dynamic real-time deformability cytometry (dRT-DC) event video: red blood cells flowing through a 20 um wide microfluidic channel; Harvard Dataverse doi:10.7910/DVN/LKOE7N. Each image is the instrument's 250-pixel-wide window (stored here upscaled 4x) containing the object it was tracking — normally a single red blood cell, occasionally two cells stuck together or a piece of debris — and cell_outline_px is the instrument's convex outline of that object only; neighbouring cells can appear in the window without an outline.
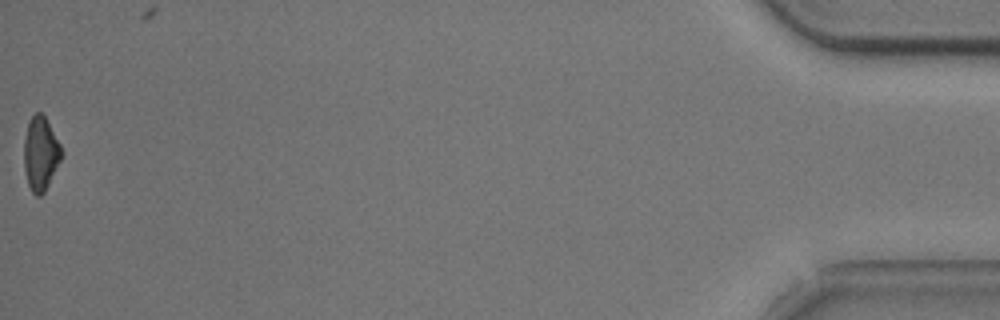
{"species": "common noctule bat (a hibernating species)", "species_latin": "Nyctalus noctula", "temperature_condition": "cold", "stored_images_in_passage": 39, "camera_frame_rate_fps": 3000, "um_per_image_px": 0.085, "animal": {"sex": "male", "body_mass_g": 20.5, "forearm_length_mm": 52.5}, "frame": {"image": 1, "passage_image": 39, "time_ms": 12.667, "image_size_px": [1000, 320], "cell_outline_px": [[64, 152], [44, 192], [40, 196], [36, 196], [32, 192], [28, 184], [24, 168], [24, 140], [28, 120], [36, 112], [40, 112], [44, 116], [60, 144]], "centroid_in_image_um": [3.44, 13.05], "position_along_channel_um": 431.8, "area_um2": 15.95}, "authors_computed_cell_mechanics": {"area_um2": 17.5712, "velocity_mm_per_s": 3.7393, "shape_relaxation_time_tau1_ms": 3.0162, "shape_relaxation_time_tau2_ms": null, "deformation_change_tau1": 0.1194, "deformation_change_tau2": null}}